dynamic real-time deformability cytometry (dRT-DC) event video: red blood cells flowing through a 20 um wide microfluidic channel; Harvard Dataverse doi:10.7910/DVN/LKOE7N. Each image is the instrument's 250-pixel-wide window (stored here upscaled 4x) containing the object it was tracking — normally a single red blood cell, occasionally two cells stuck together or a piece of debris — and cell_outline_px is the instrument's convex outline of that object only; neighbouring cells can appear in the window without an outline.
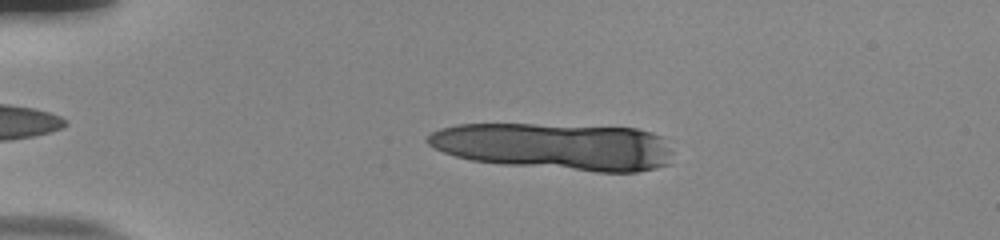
{"species": "human", "species_latin": "Homo sapiens", "temperature_condition": "room temperature", "stored_images_in_passage": 16, "camera_frame_rate_fps": 3000, "um_per_image_px": 0.085, "donor": {"sex": "male"}, "frame": {"image": 1, "passage_image": 10, "time_ms": 3.0, "image_size_px": [1000, 240], "cell_outline_px": [[672, 152], [668, 164], [656, 168], [636, 172], [596, 172], [504, 164], [472, 160], [456, 156], [444, 152], [428, 144], [424, 140], [432, 132], [440, 128], [456, 124], [536, 124], [636, 128], [652, 132], [664, 136]], "centroid_in_image_um": [47.22, 12.44], "position_along_channel_um": 37.8, "area_um2": 67.57}}